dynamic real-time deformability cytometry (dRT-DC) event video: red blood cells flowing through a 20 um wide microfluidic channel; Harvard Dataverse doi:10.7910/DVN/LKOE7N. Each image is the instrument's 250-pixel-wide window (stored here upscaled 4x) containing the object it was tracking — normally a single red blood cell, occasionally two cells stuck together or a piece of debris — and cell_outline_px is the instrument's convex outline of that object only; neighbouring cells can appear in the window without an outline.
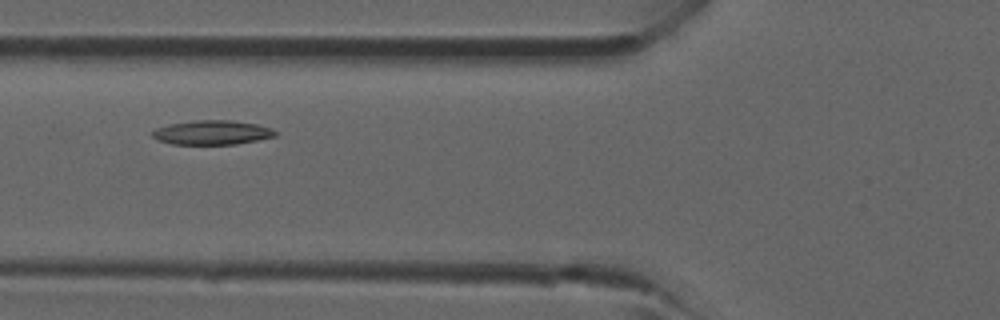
{"species": "common noctule bat (a hibernating species)", "species_latin": "Nyctalus noctula", "temperature_condition": "room temperature", "stored_images_in_passage": 4, "camera_frame_rate_fps": 3000, "um_per_image_px": 0.085, "animal": {"sex": "male", "forearm_length_mm": 52.5}, "frame": {"image": 1, "passage_image": 3, "time_ms": 2.667, "image_size_px": [1000, 320], "cell_outline_px": [[276, 136], [236, 144], [172, 144], [156, 140], [152, 136], [152, 132], [156, 128], [172, 124], [196, 120], [232, 120], [256, 124], [272, 128], [276, 132]], "centroid_in_image_um": [18.02, 11.26], "position_along_channel_um": 107.8, "area_um2": 17.28}}
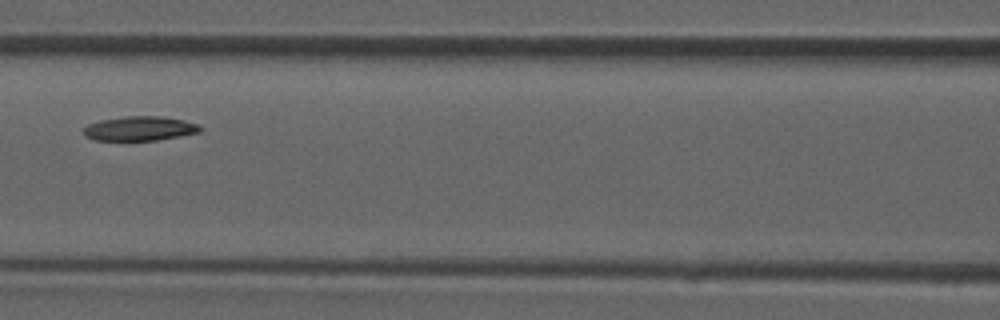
{"frame": {"image": 2, "passage_image": 4, "time_ms": 3.667, "image_size_px": [1000, 320], "cell_outline_px": [[204, 128], [200, 132], [156, 140], [96, 140], [84, 136], [84, 128], [88, 124], [100, 120], [124, 116], [160, 116], [184, 120], [200, 124]], "centroid_in_image_um": [11.9, 10.91], "position_along_channel_um": 154.7, "area_um2": 16.59}}